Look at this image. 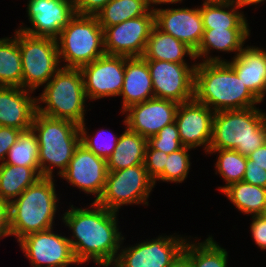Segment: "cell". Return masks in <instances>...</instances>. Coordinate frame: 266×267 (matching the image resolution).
<instances>
[{
  "label": "cell",
  "instance_id": "cell-47",
  "mask_svg": "<svg viewBox=\"0 0 266 267\" xmlns=\"http://www.w3.org/2000/svg\"><path fill=\"white\" fill-rule=\"evenodd\" d=\"M226 1H229V0H204L203 2L204 3H214V2H226Z\"/></svg>",
  "mask_w": 266,
  "mask_h": 267
},
{
  "label": "cell",
  "instance_id": "cell-5",
  "mask_svg": "<svg viewBox=\"0 0 266 267\" xmlns=\"http://www.w3.org/2000/svg\"><path fill=\"white\" fill-rule=\"evenodd\" d=\"M31 129L37 137L39 146L41 176L55 178L54 173H57L56 176L60 177L80 144L79 125L68 120L48 117L36 111Z\"/></svg>",
  "mask_w": 266,
  "mask_h": 267
},
{
  "label": "cell",
  "instance_id": "cell-42",
  "mask_svg": "<svg viewBox=\"0 0 266 267\" xmlns=\"http://www.w3.org/2000/svg\"><path fill=\"white\" fill-rule=\"evenodd\" d=\"M10 234L9 203L0 199V240Z\"/></svg>",
  "mask_w": 266,
  "mask_h": 267
},
{
  "label": "cell",
  "instance_id": "cell-36",
  "mask_svg": "<svg viewBox=\"0 0 266 267\" xmlns=\"http://www.w3.org/2000/svg\"><path fill=\"white\" fill-rule=\"evenodd\" d=\"M151 149H156L170 154L183 147L177 125L174 122L164 126L155 136L147 140Z\"/></svg>",
  "mask_w": 266,
  "mask_h": 267
},
{
  "label": "cell",
  "instance_id": "cell-20",
  "mask_svg": "<svg viewBox=\"0 0 266 267\" xmlns=\"http://www.w3.org/2000/svg\"><path fill=\"white\" fill-rule=\"evenodd\" d=\"M34 93L22 87L0 86V126L31 129L37 111Z\"/></svg>",
  "mask_w": 266,
  "mask_h": 267
},
{
  "label": "cell",
  "instance_id": "cell-40",
  "mask_svg": "<svg viewBox=\"0 0 266 267\" xmlns=\"http://www.w3.org/2000/svg\"><path fill=\"white\" fill-rule=\"evenodd\" d=\"M111 0H73L76 14L96 16Z\"/></svg>",
  "mask_w": 266,
  "mask_h": 267
},
{
  "label": "cell",
  "instance_id": "cell-46",
  "mask_svg": "<svg viewBox=\"0 0 266 267\" xmlns=\"http://www.w3.org/2000/svg\"><path fill=\"white\" fill-rule=\"evenodd\" d=\"M233 4L239 7L241 10L247 6H254L257 8L259 4H264L266 0H230Z\"/></svg>",
  "mask_w": 266,
  "mask_h": 267
},
{
  "label": "cell",
  "instance_id": "cell-10",
  "mask_svg": "<svg viewBox=\"0 0 266 267\" xmlns=\"http://www.w3.org/2000/svg\"><path fill=\"white\" fill-rule=\"evenodd\" d=\"M178 234L163 233L126 247L123 237L117 259L111 267H169L189 239L186 235Z\"/></svg>",
  "mask_w": 266,
  "mask_h": 267
},
{
  "label": "cell",
  "instance_id": "cell-43",
  "mask_svg": "<svg viewBox=\"0 0 266 267\" xmlns=\"http://www.w3.org/2000/svg\"><path fill=\"white\" fill-rule=\"evenodd\" d=\"M247 159L253 164L266 170V142L254 152L247 156Z\"/></svg>",
  "mask_w": 266,
  "mask_h": 267
},
{
  "label": "cell",
  "instance_id": "cell-19",
  "mask_svg": "<svg viewBox=\"0 0 266 267\" xmlns=\"http://www.w3.org/2000/svg\"><path fill=\"white\" fill-rule=\"evenodd\" d=\"M179 103L169 99L152 98L130 106L121 115L125 116L127 128L147 140L164 126L175 121Z\"/></svg>",
  "mask_w": 266,
  "mask_h": 267
},
{
  "label": "cell",
  "instance_id": "cell-24",
  "mask_svg": "<svg viewBox=\"0 0 266 267\" xmlns=\"http://www.w3.org/2000/svg\"><path fill=\"white\" fill-rule=\"evenodd\" d=\"M146 60H163L173 63L196 62L194 51L172 35L161 31L156 25L152 28L143 54ZM186 57V58H185Z\"/></svg>",
  "mask_w": 266,
  "mask_h": 267
},
{
  "label": "cell",
  "instance_id": "cell-30",
  "mask_svg": "<svg viewBox=\"0 0 266 267\" xmlns=\"http://www.w3.org/2000/svg\"><path fill=\"white\" fill-rule=\"evenodd\" d=\"M11 37L0 38V86L22 87V59L18 29Z\"/></svg>",
  "mask_w": 266,
  "mask_h": 267
},
{
  "label": "cell",
  "instance_id": "cell-16",
  "mask_svg": "<svg viewBox=\"0 0 266 267\" xmlns=\"http://www.w3.org/2000/svg\"><path fill=\"white\" fill-rule=\"evenodd\" d=\"M107 173V160L96 156L80 143L59 178L79 189L80 193L95 196L93 202H97L104 191Z\"/></svg>",
  "mask_w": 266,
  "mask_h": 267
},
{
  "label": "cell",
  "instance_id": "cell-27",
  "mask_svg": "<svg viewBox=\"0 0 266 267\" xmlns=\"http://www.w3.org/2000/svg\"><path fill=\"white\" fill-rule=\"evenodd\" d=\"M41 177L40 167L0 164V199L10 204Z\"/></svg>",
  "mask_w": 266,
  "mask_h": 267
},
{
  "label": "cell",
  "instance_id": "cell-41",
  "mask_svg": "<svg viewBox=\"0 0 266 267\" xmlns=\"http://www.w3.org/2000/svg\"><path fill=\"white\" fill-rule=\"evenodd\" d=\"M243 181L256 186L266 188V170L257 165H253L248 159L246 160V170Z\"/></svg>",
  "mask_w": 266,
  "mask_h": 267
},
{
  "label": "cell",
  "instance_id": "cell-3",
  "mask_svg": "<svg viewBox=\"0 0 266 267\" xmlns=\"http://www.w3.org/2000/svg\"><path fill=\"white\" fill-rule=\"evenodd\" d=\"M55 181L41 177L9 204L10 234L17 242L28 234L55 226L61 206Z\"/></svg>",
  "mask_w": 266,
  "mask_h": 267
},
{
  "label": "cell",
  "instance_id": "cell-12",
  "mask_svg": "<svg viewBox=\"0 0 266 267\" xmlns=\"http://www.w3.org/2000/svg\"><path fill=\"white\" fill-rule=\"evenodd\" d=\"M153 83L154 98L184 103L194 99L196 62L173 63L146 60Z\"/></svg>",
  "mask_w": 266,
  "mask_h": 267
},
{
  "label": "cell",
  "instance_id": "cell-2",
  "mask_svg": "<svg viewBox=\"0 0 266 267\" xmlns=\"http://www.w3.org/2000/svg\"><path fill=\"white\" fill-rule=\"evenodd\" d=\"M194 99L214 112L261 104L227 62H196Z\"/></svg>",
  "mask_w": 266,
  "mask_h": 267
},
{
  "label": "cell",
  "instance_id": "cell-33",
  "mask_svg": "<svg viewBox=\"0 0 266 267\" xmlns=\"http://www.w3.org/2000/svg\"><path fill=\"white\" fill-rule=\"evenodd\" d=\"M38 150L37 137L33 130L22 131L17 142L10 147L3 163L26 167H40Z\"/></svg>",
  "mask_w": 266,
  "mask_h": 267
},
{
  "label": "cell",
  "instance_id": "cell-26",
  "mask_svg": "<svg viewBox=\"0 0 266 267\" xmlns=\"http://www.w3.org/2000/svg\"><path fill=\"white\" fill-rule=\"evenodd\" d=\"M199 5L204 29H250L244 11L230 0Z\"/></svg>",
  "mask_w": 266,
  "mask_h": 267
},
{
  "label": "cell",
  "instance_id": "cell-31",
  "mask_svg": "<svg viewBox=\"0 0 266 267\" xmlns=\"http://www.w3.org/2000/svg\"><path fill=\"white\" fill-rule=\"evenodd\" d=\"M149 11L146 0H111L95 17L105 30L126 20L144 16Z\"/></svg>",
  "mask_w": 266,
  "mask_h": 267
},
{
  "label": "cell",
  "instance_id": "cell-28",
  "mask_svg": "<svg viewBox=\"0 0 266 267\" xmlns=\"http://www.w3.org/2000/svg\"><path fill=\"white\" fill-rule=\"evenodd\" d=\"M240 213L244 215L266 214V188L245 181L233 183L222 192Z\"/></svg>",
  "mask_w": 266,
  "mask_h": 267
},
{
  "label": "cell",
  "instance_id": "cell-1",
  "mask_svg": "<svg viewBox=\"0 0 266 267\" xmlns=\"http://www.w3.org/2000/svg\"><path fill=\"white\" fill-rule=\"evenodd\" d=\"M89 204L86 208L70 204L60 221L72 233L68 240L80 266L93 262L98 267H111L124 237L118 226L119 213L97 202Z\"/></svg>",
  "mask_w": 266,
  "mask_h": 267
},
{
  "label": "cell",
  "instance_id": "cell-21",
  "mask_svg": "<svg viewBox=\"0 0 266 267\" xmlns=\"http://www.w3.org/2000/svg\"><path fill=\"white\" fill-rule=\"evenodd\" d=\"M244 85L262 103L266 98V48L245 46L234 58L226 61Z\"/></svg>",
  "mask_w": 266,
  "mask_h": 267
},
{
  "label": "cell",
  "instance_id": "cell-34",
  "mask_svg": "<svg viewBox=\"0 0 266 267\" xmlns=\"http://www.w3.org/2000/svg\"><path fill=\"white\" fill-rule=\"evenodd\" d=\"M88 130L90 129L87 128L85 120L79 125L80 143L96 156L107 160L115 150L121 134L118 135L110 129L102 128L97 130L95 134L93 132V135H91Z\"/></svg>",
  "mask_w": 266,
  "mask_h": 267
},
{
  "label": "cell",
  "instance_id": "cell-4",
  "mask_svg": "<svg viewBox=\"0 0 266 267\" xmlns=\"http://www.w3.org/2000/svg\"><path fill=\"white\" fill-rule=\"evenodd\" d=\"M266 142V111L258 107L215 112L209 149L248 156Z\"/></svg>",
  "mask_w": 266,
  "mask_h": 267
},
{
  "label": "cell",
  "instance_id": "cell-13",
  "mask_svg": "<svg viewBox=\"0 0 266 267\" xmlns=\"http://www.w3.org/2000/svg\"><path fill=\"white\" fill-rule=\"evenodd\" d=\"M126 60V56L105 54L80 68L88 102L119 97Z\"/></svg>",
  "mask_w": 266,
  "mask_h": 267
},
{
  "label": "cell",
  "instance_id": "cell-14",
  "mask_svg": "<svg viewBox=\"0 0 266 267\" xmlns=\"http://www.w3.org/2000/svg\"><path fill=\"white\" fill-rule=\"evenodd\" d=\"M25 5L30 26L21 22L17 29L35 37L57 39L76 15L73 0H27Z\"/></svg>",
  "mask_w": 266,
  "mask_h": 267
},
{
  "label": "cell",
  "instance_id": "cell-23",
  "mask_svg": "<svg viewBox=\"0 0 266 267\" xmlns=\"http://www.w3.org/2000/svg\"><path fill=\"white\" fill-rule=\"evenodd\" d=\"M119 97H122V114L130 106L154 98L153 83L146 59L127 57L123 87Z\"/></svg>",
  "mask_w": 266,
  "mask_h": 267
},
{
  "label": "cell",
  "instance_id": "cell-8",
  "mask_svg": "<svg viewBox=\"0 0 266 267\" xmlns=\"http://www.w3.org/2000/svg\"><path fill=\"white\" fill-rule=\"evenodd\" d=\"M22 59V88L35 90L44 86L61 69L57 40L35 37L18 29Z\"/></svg>",
  "mask_w": 266,
  "mask_h": 267
},
{
  "label": "cell",
  "instance_id": "cell-11",
  "mask_svg": "<svg viewBox=\"0 0 266 267\" xmlns=\"http://www.w3.org/2000/svg\"><path fill=\"white\" fill-rule=\"evenodd\" d=\"M55 227L34 232L17 243L31 267H69L80 265L73 254L68 236L54 231Z\"/></svg>",
  "mask_w": 266,
  "mask_h": 267
},
{
  "label": "cell",
  "instance_id": "cell-37",
  "mask_svg": "<svg viewBox=\"0 0 266 267\" xmlns=\"http://www.w3.org/2000/svg\"><path fill=\"white\" fill-rule=\"evenodd\" d=\"M167 157V153L146 146L144 166L153 181L164 172Z\"/></svg>",
  "mask_w": 266,
  "mask_h": 267
},
{
  "label": "cell",
  "instance_id": "cell-9",
  "mask_svg": "<svg viewBox=\"0 0 266 267\" xmlns=\"http://www.w3.org/2000/svg\"><path fill=\"white\" fill-rule=\"evenodd\" d=\"M155 188L144 164L134 165L118 171H108L105 188L97 203L108 210L119 213L121 207L149 206L148 199Z\"/></svg>",
  "mask_w": 266,
  "mask_h": 267
},
{
  "label": "cell",
  "instance_id": "cell-29",
  "mask_svg": "<svg viewBox=\"0 0 266 267\" xmlns=\"http://www.w3.org/2000/svg\"><path fill=\"white\" fill-rule=\"evenodd\" d=\"M194 238L189 235L183 249L190 258L191 267H228L227 249L221 247L211 234L204 240Z\"/></svg>",
  "mask_w": 266,
  "mask_h": 267
},
{
  "label": "cell",
  "instance_id": "cell-15",
  "mask_svg": "<svg viewBox=\"0 0 266 267\" xmlns=\"http://www.w3.org/2000/svg\"><path fill=\"white\" fill-rule=\"evenodd\" d=\"M155 13L126 20L104 30V50L107 55L126 57L143 56L152 28Z\"/></svg>",
  "mask_w": 266,
  "mask_h": 267
},
{
  "label": "cell",
  "instance_id": "cell-38",
  "mask_svg": "<svg viewBox=\"0 0 266 267\" xmlns=\"http://www.w3.org/2000/svg\"><path fill=\"white\" fill-rule=\"evenodd\" d=\"M250 233L258 248L266 250V214L250 217Z\"/></svg>",
  "mask_w": 266,
  "mask_h": 267
},
{
  "label": "cell",
  "instance_id": "cell-45",
  "mask_svg": "<svg viewBox=\"0 0 266 267\" xmlns=\"http://www.w3.org/2000/svg\"><path fill=\"white\" fill-rule=\"evenodd\" d=\"M169 267H191L190 258L182 251Z\"/></svg>",
  "mask_w": 266,
  "mask_h": 267
},
{
  "label": "cell",
  "instance_id": "cell-22",
  "mask_svg": "<svg viewBox=\"0 0 266 267\" xmlns=\"http://www.w3.org/2000/svg\"><path fill=\"white\" fill-rule=\"evenodd\" d=\"M250 35V29H204L202 41L194 52L196 62H226L227 59L219 54L214 56L212 52L235 53L232 57L234 58L246 46Z\"/></svg>",
  "mask_w": 266,
  "mask_h": 267
},
{
  "label": "cell",
  "instance_id": "cell-35",
  "mask_svg": "<svg viewBox=\"0 0 266 267\" xmlns=\"http://www.w3.org/2000/svg\"><path fill=\"white\" fill-rule=\"evenodd\" d=\"M191 150L183 146L181 149L168 154L165 162L164 172L154 181V185L161 182L180 184L188 178L191 169Z\"/></svg>",
  "mask_w": 266,
  "mask_h": 267
},
{
  "label": "cell",
  "instance_id": "cell-32",
  "mask_svg": "<svg viewBox=\"0 0 266 267\" xmlns=\"http://www.w3.org/2000/svg\"><path fill=\"white\" fill-rule=\"evenodd\" d=\"M213 154L217 156L216 163H214L215 175H219L225 181V185L217 187L218 191L222 192L229 185L243 180L246 170V156L233 149H209L206 155L211 156Z\"/></svg>",
  "mask_w": 266,
  "mask_h": 267
},
{
  "label": "cell",
  "instance_id": "cell-18",
  "mask_svg": "<svg viewBox=\"0 0 266 267\" xmlns=\"http://www.w3.org/2000/svg\"><path fill=\"white\" fill-rule=\"evenodd\" d=\"M196 6L194 8L167 6L154 11L155 25L161 31L185 43L194 52L198 49L204 34L200 8Z\"/></svg>",
  "mask_w": 266,
  "mask_h": 267
},
{
  "label": "cell",
  "instance_id": "cell-17",
  "mask_svg": "<svg viewBox=\"0 0 266 267\" xmlns=\"http://www.w3.org/2000/svg\"><path fill=\"white\" fill-rule=\"evenodd\" d=\"M214 115L213 110L195 99L179 103L175 123L182 145L194 150L202 148L203 153L207 154L212 138Z\"/></svg>",
  "mask_w": 266,
  "mask_h": 267
},
{
  "label": "cell",
  "instance_id": "cell-44",
  "mask_svg": "<svg viewBox=\"0 0 266 267\" xmlns=\"http://www.w3.org/2000/svg\"><path fill=\"white\" fill-rule=\"evenodd\" d=\"M182 2L183 0H146L147 6L152 11H155L156 9H158V6L161 8L163 5L170 6V5L178 4V3L181 4Z\"/></svg>",
  "mask_w": 266,
  "mask_h": 267
},
{
  "label": "cell",
  "instance_id": "cell-39",
  "mask_svg": "<svg viewBox=\"0 0 266 267\" xmlns=\"http://www.w3.org/2000/svg\"><path fill=\"white\" fill-rule=\"evenodd\" d=\"M21 132L17 128L0 126V164L4 162L10 147L17 142Z\"/></svg>",
  "mask_w": 266,
  "mask_h": 267
},
{
  "label": "cell",
  "instance_id": "cell-7",
  "mask_svg": "<svg viewBox=\"0 0 266 267\" xmlns=\"http://www.w3.org/2000/svg\"><path fill=\"white\" fill-rule=\"evenodd\" d=\"M56 40L63 68L80 69L106 54L104 30L95 16L76 14Z\"/></svg>",
  "mask_w": 266,
  "mask_h": 267
},
{
  "label": "cell",
  "instance_id": "cell-25",
  "mask_svg": "<svg viewBox=\"0 0 266 267\" xmlns=\"http://www.w3.org/2000/svg\"><path fill=\"white\" fill-rule=\"evenodd\" d=\"M122 132L115 150L107 159L108 171H118L134 165L144 164L147 139L138 133L130 131L126 126L125 118L122 120Z\"/></svg>",
  "mask_w": 266,
  "mask_h": 267
},
{
  "label": "cell",
  "instance_id": "cell-6",
  "mask_svg": "<svg viewBox=\"0 0 266 267\" xmlns=\"http://www.w3.org/2000/svg\"><path fill=\"white\" fill-rule=\"evenodd\" d=\"M36 96L37 112L81 125L85 120L88 102L80 69L63 68L45 84ZM86 105V106H85Z\"/></svg>",
  "mask_w": 266,
  "mask_h": 267
}]
</instances>
